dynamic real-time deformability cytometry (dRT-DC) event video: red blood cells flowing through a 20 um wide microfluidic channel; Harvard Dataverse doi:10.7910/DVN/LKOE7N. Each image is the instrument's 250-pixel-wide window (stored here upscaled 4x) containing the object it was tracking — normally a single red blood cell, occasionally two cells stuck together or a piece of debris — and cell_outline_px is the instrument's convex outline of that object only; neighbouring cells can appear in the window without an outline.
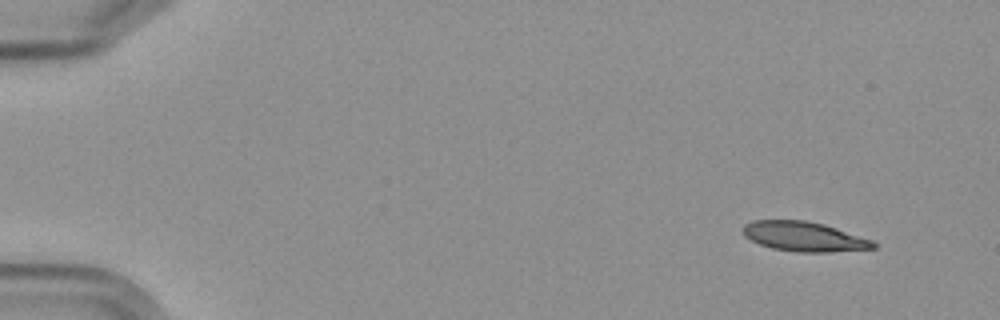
{"species": "Egyptian fruit bat (a non-hibernating species)", "species_latin": "Rousettus aegyptiacus", "temperature_condition": "cold", "stored_images_in_passage": 4, "camera_frame_rate_fps": 3000, "um_per_image_px": 0.085, "frame": {"image": 1, "passage_image": 1, "time_ms": 0.0, "image_size_px": [1000, 320], "cell_outline_px": [[876, 248], [828, 252], [796, 252], [772, 248], [760, 244], [744, 236], [744, 224], [752, 220], [804, 220], [824, 224], [872, 240], [876, 244]], "centroid_in_image_um": [68.34, 20.1], "position_along_channel_um": 16.7, "area_um2": 22.37}}
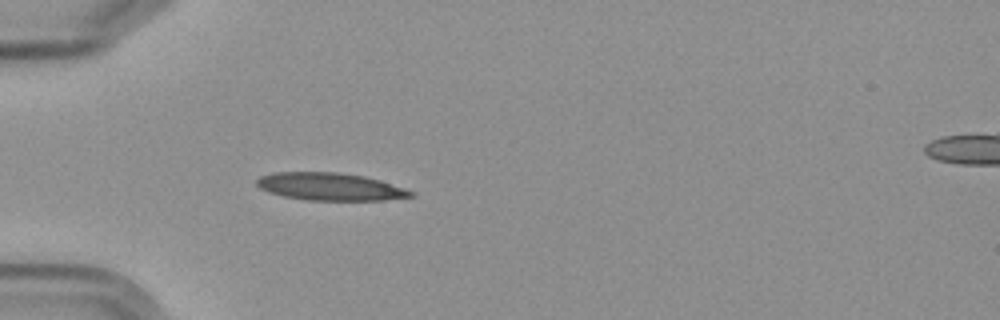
{"frame": {"image": 2, "passage_image": 4, "time_ms": 4.333, "image_size_px": [1000, 320], "cell_outline_px": [[416, 196], [384, 200], [308, 200], [284, 196], [268, 192], [260, 188], [256, 184], [256, 180], [260, 176], [272, 172], [336, 172], [364, 176], [380, 180], [416, 192]], "centroid_in_image_um": [28.07, 15.86], "position_along_channel_um": 56.9, "area_um2": 24.8}}